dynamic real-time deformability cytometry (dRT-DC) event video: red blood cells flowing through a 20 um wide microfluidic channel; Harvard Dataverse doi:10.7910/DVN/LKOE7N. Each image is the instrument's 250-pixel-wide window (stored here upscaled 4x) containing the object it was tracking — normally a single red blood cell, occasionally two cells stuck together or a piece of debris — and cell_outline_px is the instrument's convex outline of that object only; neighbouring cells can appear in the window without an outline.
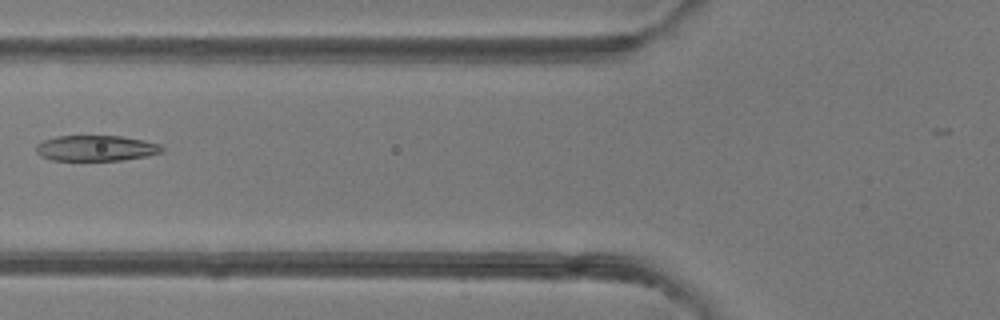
{"species": "common noctule bat (a hibernating species)", "species_latin": "Nyctalus noctula", "temperature_condition": "room temperature", "stored_images_in_passage": 6, "camera_frame_rate_fps": 3000, "um_per_image_px": 0.085, "animal": {"sex": "female"}, "frame": {"image": 1, "passage_image": 6, "time_ms": 5.667, "image_size_px": [1000, 320], "cell_outline_px": [[164, 152], [148, 156], [120, 160], [52, 160], [40, 156], [36, 152], [36, 144], [44, 140], [56, 136], [120, 136], [144, 140], [160, 144], [164, 148]], "centroid_in_image_um": [8.18, 12.59], "position_along_channel_um": 117.6, "area_um2": 18.9}}